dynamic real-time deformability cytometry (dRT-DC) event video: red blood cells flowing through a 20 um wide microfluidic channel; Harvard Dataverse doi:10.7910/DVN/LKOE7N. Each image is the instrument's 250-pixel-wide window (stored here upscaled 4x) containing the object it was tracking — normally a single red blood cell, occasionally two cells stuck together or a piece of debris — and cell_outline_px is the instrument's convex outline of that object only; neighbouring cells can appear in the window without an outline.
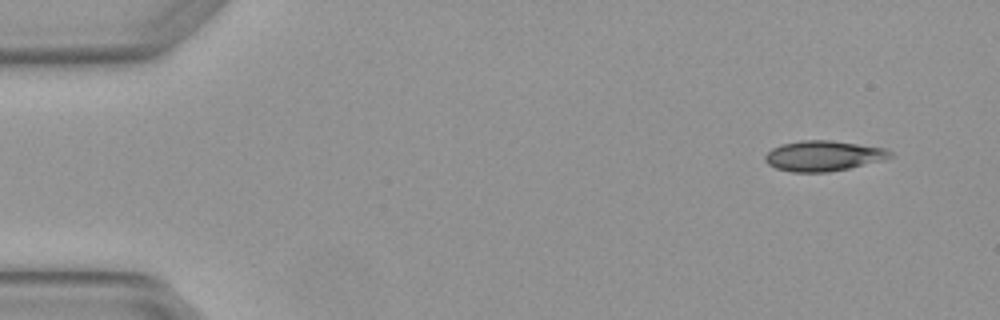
{"species": "Egyptian fruit bat (a non-hibernating species)", "species_latin": "Rousettus aegyptiacus", "temperature_condition": "warm", "stored_images_in_passage": 4, "camera_frame_rate_fps": 3000, "um_per_image_px": 0.085, "animal": {"sex": "female"}, "frame": {"image": 1, "passage_image": 1, "time_ms": 0.0, "image_size_px": [1000, 320], "cell_outline_px": [[896, 156], [884, 160], [848, 168], [828, 172], [792, 172], [776, 168], [768, 164], [764, 160], [764, 156], [772, 148], [780, 144], [800, 140], [832, 140], [884, 148], [892, 152]], "centroid_in_image_um": [69.99, 13.24], "position_along_channel_um": 15.0, "area_um2": 22.25}}
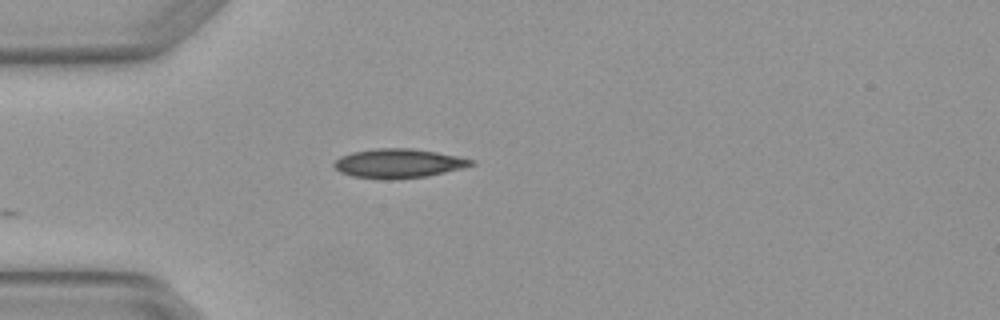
{"frame": {"image": 2, "passage_image": 4, "time_ms": 1.0, "image_size_px": [1000, 320], "cell_outline_px": [[476, 164], [464, 168], [428, 176], [392, 180], [384, 180], [352, 176], [340, 172], [332, 164], [340, 156], [352, 152], [376, 148], [412, 148], [436, 152], [476, 160]], "centroid_in_image_um": [33.89, 13.9], "position_along_channel_um": 51.1, "area_um2": 23.58}}